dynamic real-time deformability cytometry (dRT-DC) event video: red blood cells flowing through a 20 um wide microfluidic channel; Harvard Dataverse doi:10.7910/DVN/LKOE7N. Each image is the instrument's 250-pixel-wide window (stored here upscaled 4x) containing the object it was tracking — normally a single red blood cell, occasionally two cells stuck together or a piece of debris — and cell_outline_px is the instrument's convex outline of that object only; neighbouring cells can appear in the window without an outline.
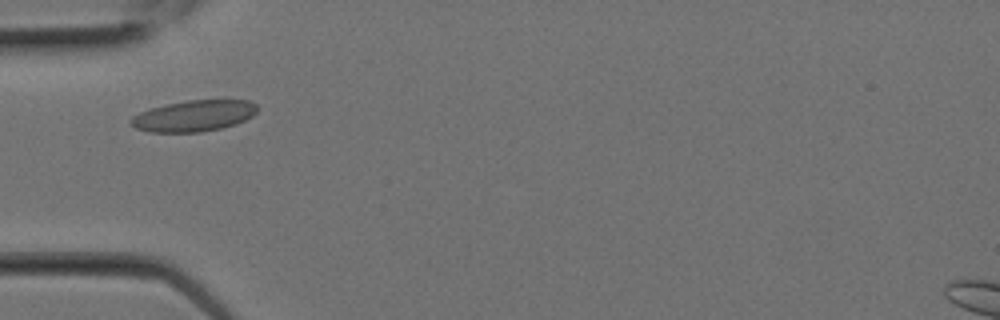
{"species": "Egyptian fruit bat (a non-hibernating species)", "species_latin": "Rousettus aegyptiacus", "temperature_condition": "room temperature", "stored_images_in_passage": 2, "camera_frame_rate_fps": 3000, "um_per_image_px": 0.085, "animal": {"sex": "female"}, "frame": {"image": 1, "passage_image": 2, "time_ms": 0.333, "image_size_px": [1000, 320], "cell_outline_px": [[260, 108], [252, 116], [236, 124], [220, 128], [200, 132], [148, 132], [136, 128], [128, 124], [128, 120], [132, 116], [140, 112], [152, 108], [168, 104], [188, 100], [248, 100], [256, 104]], "centroid_in_image_um": [16.46, 9.85], "position_along_channel_um": 68.5, "area_um2": 23.0}}